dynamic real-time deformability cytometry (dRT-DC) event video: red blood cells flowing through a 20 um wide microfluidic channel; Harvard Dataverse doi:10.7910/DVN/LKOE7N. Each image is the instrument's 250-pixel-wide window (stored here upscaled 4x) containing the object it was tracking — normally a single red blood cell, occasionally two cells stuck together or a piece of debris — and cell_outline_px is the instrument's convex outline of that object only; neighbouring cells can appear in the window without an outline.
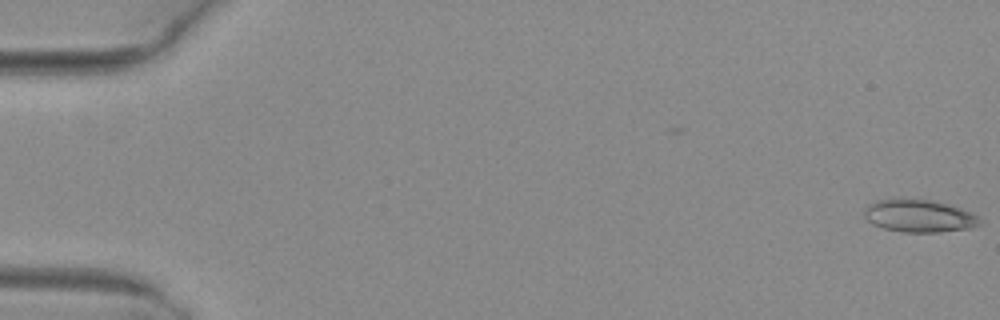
{"species": "common noctule bat (a hibernating species)", "species_latin": "Nyctalus noctula", "temperature_condition": "warm", "stored_images_in_passage": 49, "camera_frame_rate_fps": 3000, "um_per_image_px": 0.085, "animal": {"sex": "female", "body_mass_g": 29.2, "forearm_length_mm": 56.3}, "frame": {"image": 1, "passage_image": 1, "time_ms": 0.0, "image_size_px": [1000, 320], "cell_outline_px": [[984, 224], [972, 228], [940, 232], [900, 232], [884, 228], [872, 224], [864, 216], [864, 208], [868, 204], [876, 200], [932, 200], [960, 208], [984, 220]], "centroid_in_image_um": [78.15, 18.38], "position_along_channel_um": 6.9, "area_um2": 21.79}}
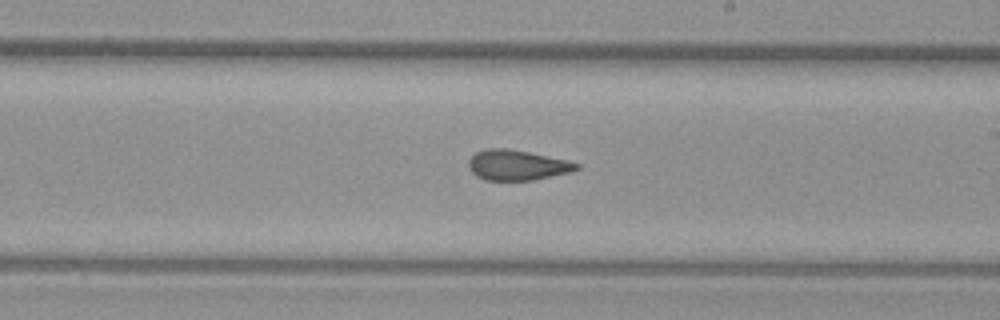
{"frame": {"image": 2, "passage_image": 31, "time_ms": 10.0, "image_size_px": [1000, 320], "cell_outline_px": [[580, 168], [572, 172], [532, 180], [484, 180], [476, 176], [468, 168], [468, 160], [476, 152], [484, 148], [508, 148], [568, 160], [580, 164]], "centroid_in_image_um": [43.94, 14.03], "position_along_channel_um": 245.1, "area_um2": 19.19}}
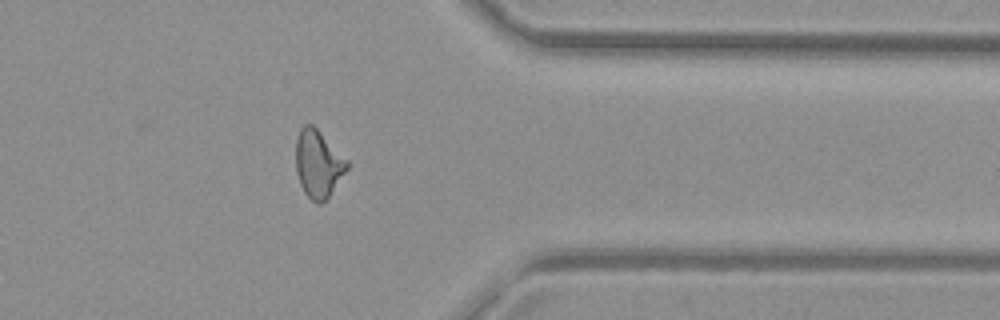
{"frame": {"image": 3, "passage_image": 42, "time_ms": 13.667, "image_size_px": [1000, 320], "cell_outline_px": [[348, 168], [328, 196], [320, 204], [316, 204], [304, 192], [300, 184], [296, 172], [296, 140], [300, 128], [304, 124], [312, 124], [348, 160]], "centroid_in_image_um": [27.02, 13.91], "position_along_channel_um": 384.4, "area_um2": 19.88}}